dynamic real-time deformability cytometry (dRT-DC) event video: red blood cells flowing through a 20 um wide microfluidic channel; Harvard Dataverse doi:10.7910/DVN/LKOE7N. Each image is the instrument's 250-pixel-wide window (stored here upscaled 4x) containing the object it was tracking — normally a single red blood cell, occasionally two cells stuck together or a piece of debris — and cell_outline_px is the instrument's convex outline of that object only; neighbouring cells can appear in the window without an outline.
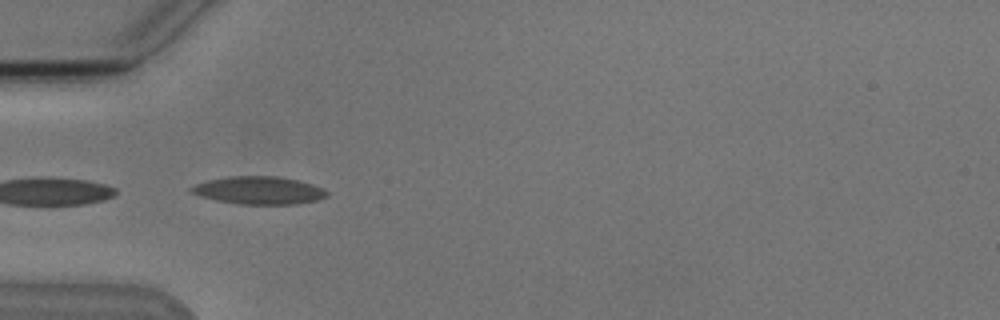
{"species": "Egyptian fruit bat (a non-hibernating species)", "species_latin": "Rousettus aegyptiacus", "temperature_condition": "cold", "stored_images_in_passage": 6, "camera_frame_rate_fps": 3000, "um_per_image_px": 0.085, "animal": {"sex": "male"}, "frame": {"image": 1, "passage_image": 5, "time_ms": 4.667, "image_size_px": [1000, 320], "cell_outline_px": [[328, 196], [316, 200], [296, 204], [240, 204], [216, 200], [200, 196], [192, 192], [188, 188], [196, 184], [208, 180], [228, 176], [276, 176], [296, 180], [312, 184], [324, 188], [328, 192]], "centroid_in_image_um": [22.01, 16.18], "position_along_channel_um": 63.0, "area_um2": 21.85}}